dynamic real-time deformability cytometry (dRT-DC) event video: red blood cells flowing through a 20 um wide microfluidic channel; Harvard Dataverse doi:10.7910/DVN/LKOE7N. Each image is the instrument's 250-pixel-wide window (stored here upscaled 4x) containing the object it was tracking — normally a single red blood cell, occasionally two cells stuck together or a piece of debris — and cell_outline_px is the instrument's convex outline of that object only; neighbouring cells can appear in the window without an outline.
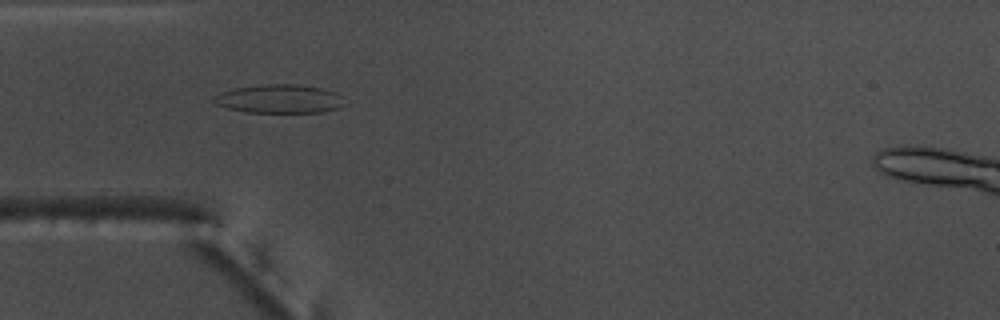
{"species": "common noctule bat (a hibernating species)", "species_latin": "Nyctalus noctula", "temperature_condition": "warm", "stored_images_in_passage": 53, "camera_frame_rate_fps": 3000, "um_per_image_px": 0.085, "animal": {"sex": "male", "body_mass_g": 17.5, "forearm_length_mm": 52.3}, "frame": {"image": 1, "passage_image": 16, "time_ms": 5.0, "image_size_px": [1000, 320], "cell_outline_px": [[344, 104], [340, 108], [324, 112], [244, 112], [228, 108], [216, 104], [212, 100], [212, 96], [236, 88], [264, 84], [296, 84], [320, 88], [336, 92], [340, 96]], "centroid_in_image_um": [23.75, 8.41], "position_along_channel_um": 61.2, "area_um2": 21.68}}
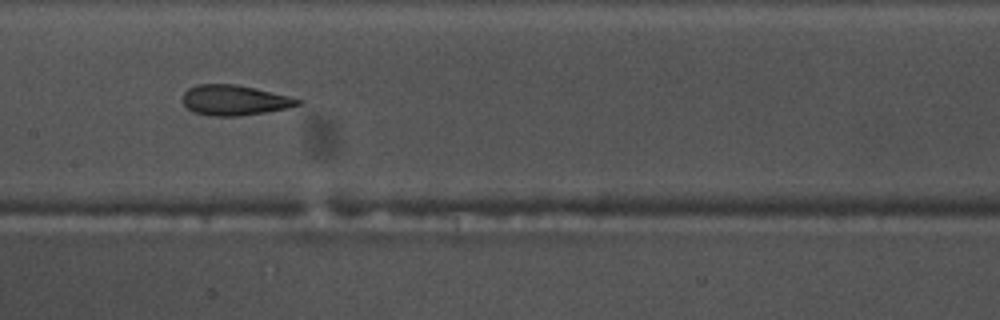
{"frame": {"image": 2, "passage_image": 26, "time_ms": 8.333, "image_size_px": [1000, 320], "cell_outline_px": [[304, 100], [300, 104], [284, 108], [264, 112], [236, 116], [212, 116], [192, 112], [184, 104], [184, 92], [188, 88], [196, 84], [236, 84], [288, 96]], "centroid_in_image_um": [19.89, 8.51], "position_along_channel_um": 187.5, "area_um2": 20.0}}
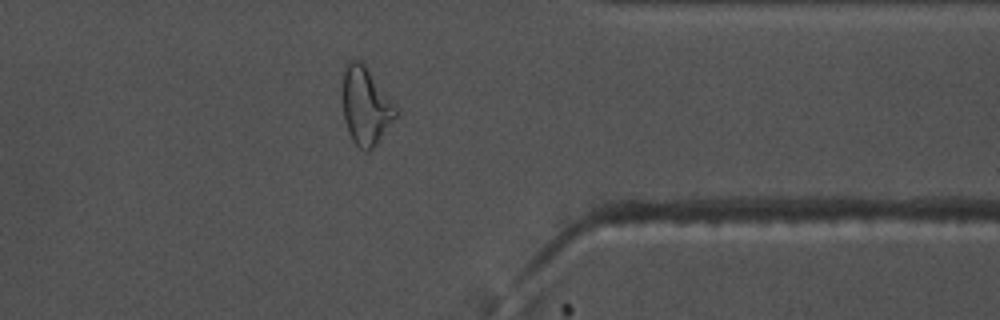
{"frame": {"image": 3, "passage_image": 42, "time_ms": 13.667, "image_size_px": [1000, 320], "cell_outline_px": [[400, 112], [376, 144], [368, 152], [364, 152], [352, 140], [348, 132], [344, 120], [344, 64], [348, 60], [360, 60], [364, 64], [396, 104]], "centroid_in_image_um": [31.11, 9.01], "position_along_channel_um": 380.3, "area_um2": 24.04}, "authors_computed_cell_mechanics": {"area_um2": 22.1952, "velocity_mm_per_s": 3.8322, "shape_relaxation_time_tau1_ms": 8.7698, "shape_relaxation_time_tau2_ms": 1.7409, "deformation_change_tau1": 0.2383, "deformation_change_tau2": 0.103}}